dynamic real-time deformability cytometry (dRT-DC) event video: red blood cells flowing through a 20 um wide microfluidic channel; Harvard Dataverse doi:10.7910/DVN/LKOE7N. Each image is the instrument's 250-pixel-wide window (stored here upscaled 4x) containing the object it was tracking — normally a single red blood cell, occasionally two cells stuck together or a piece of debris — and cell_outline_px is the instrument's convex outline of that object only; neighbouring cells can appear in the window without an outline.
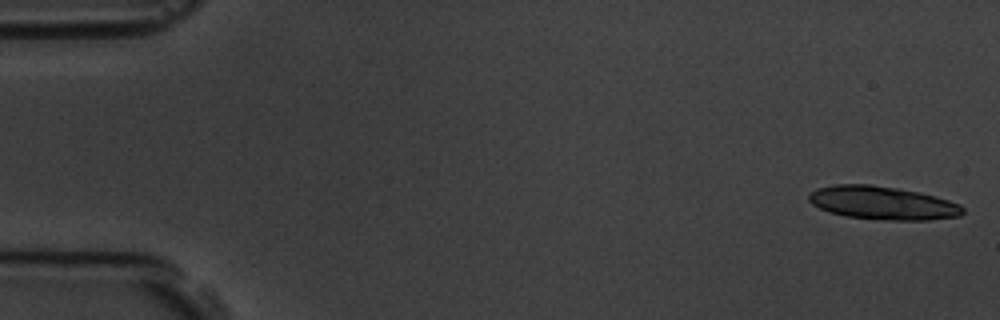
{"species": "common noctule bat (a hibernating species)", "species_latin": "Nyctalus noctula", "temperature_condition": "room temperature", "stored_images_in_passage": 8, "camera_frame_rate_fps": 3000, "um_per_image_px": 0.085, "animal": {"sex": "male", "body_mass_g": 19.5, "forearm_length_mm": 54.6}, "frame": {"image": 1, "passage_image": 1, "time_ms": 0.0, "image_size_px": [1000, 320], "cell_outline_px": [[964, 212], [960, 216], [928, 220], [888, 220], [844, 216], [828, 212], [812, 204], [808, 200], [808, 196], [816, 188], [836, 184], [868, 184], [896, 188], [920, 192], [948, 200], [960, 204], [964, 208]], "centroid_in_image_um": [75.01, 17.25], "position_along_channel_um": 10.0, "area_um2": 29.88}}
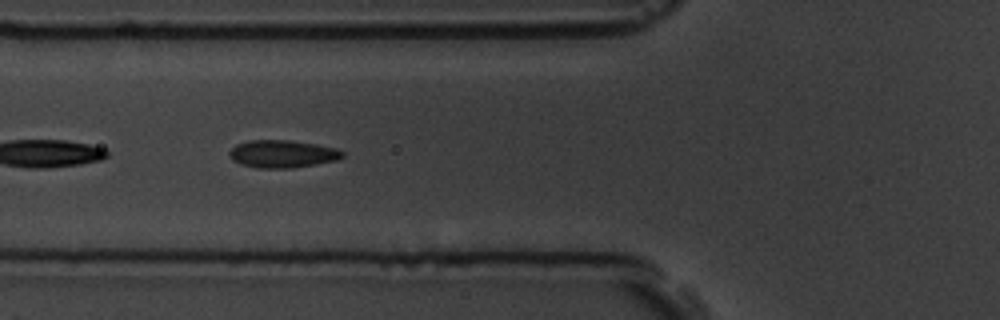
{"frame": {"image": 2, "passage_image": 7, "time_ms": 6.667, "image_size_px": [1000, 320], "cell_outline_px": [[344, 156], [336, 160], [316, 164], [292, 168], [256, 168], [240, 164], [232, 160], [228, 156], [228, 152], [236, 144], [248, 140], [288, 140], [316, 144], [336, 148], [344, 152]], "centroid_in_image_um": [23.97, 13.08], "position_along_channel_um": 101.8, "area_um2": 18.32}}
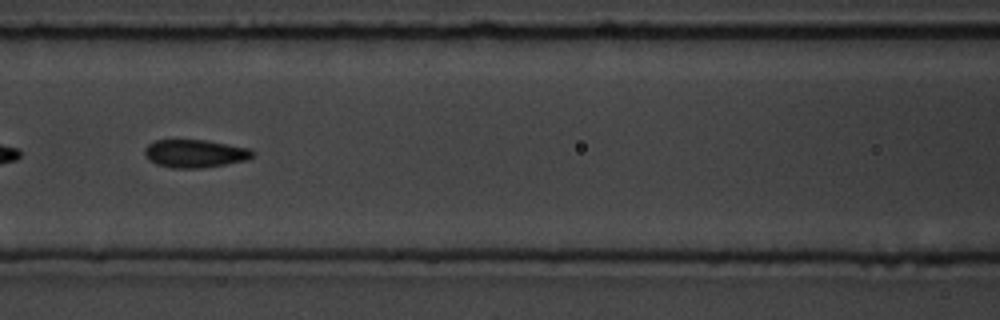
{"frame": {"image": 3, "passage_image": 8, "time_ms": 8.0, "image_size_px": [1000, 320], "cell_outline_px": [[256, 152], [248, 160], [200, 168], [172, 168], [156, 164], [144, 152], [144, 148], [148, 144], [156, 140], [208, 140], [252, 148]], "centroid_in_image_um": [16.64, 13.04], "position_along_channel_um": 150.0, "area_um2": 17.63}}